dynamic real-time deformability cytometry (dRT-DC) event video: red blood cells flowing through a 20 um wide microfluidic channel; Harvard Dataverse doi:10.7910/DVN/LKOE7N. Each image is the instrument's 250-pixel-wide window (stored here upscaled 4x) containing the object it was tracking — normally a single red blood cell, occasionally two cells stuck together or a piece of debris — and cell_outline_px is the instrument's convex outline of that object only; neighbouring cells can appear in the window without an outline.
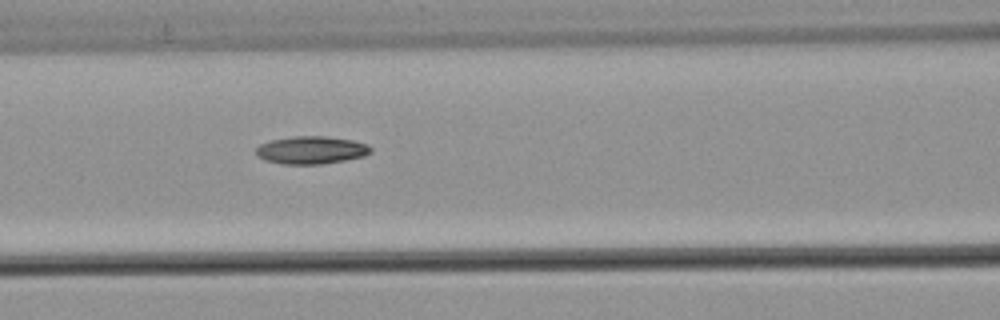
{"species": "common noctule bat (a hibernating species)", "species_latin": "Nyctalus noctula", "temperature_condition": "warm", "stored_images_in_passage": 7, "camera_frame_rate_fps": 3000, "um_per_image_px": 0.085, "animal": {"sex": "male", "body_mass_g": 21.5, "forearm_length_mm": 52.0}, "frame": {"image": 1, "passage_image": 7, "time_ms": 2.0, "image_size_px": [1000, 320], "cell_outline_px": [[372, 152], [364, 156], [344, 160], [320, 164], [284, 164], [264, 160], [256, 156], [256, 148], [260, 144], [272, 140], [292, 136], [324, 136], [352, 140], [368, 144], [372, 148]], "centroid_in_image_um": [26.45, 12.75], "position_along_channel_um": 140.1, "area_um2": 18.55}}